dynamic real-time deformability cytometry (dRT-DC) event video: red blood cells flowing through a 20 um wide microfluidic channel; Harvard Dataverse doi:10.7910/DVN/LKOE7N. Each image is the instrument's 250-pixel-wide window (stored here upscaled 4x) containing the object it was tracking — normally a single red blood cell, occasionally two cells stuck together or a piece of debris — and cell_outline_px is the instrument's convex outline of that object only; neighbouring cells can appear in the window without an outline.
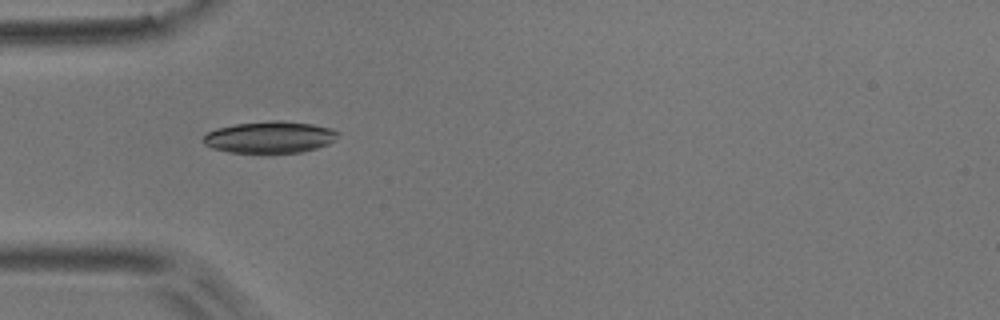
{"species": "common noctule bat (a hibernating species)", "species_latin": "Nyctalus noctula", "temperature_condition": "room temperature", "stored_images_in_passage": 6, "camera_frame_rate_fps": 3000, "um_per_image_px": 0.085, "animal": {"sex": "male", "body_mass_g": 17.9}, "frame": {"image": 1, "passage_image": 5, "time_ms": 1.333, "image_size_px": [1000, 320], "cell_outline_px": [[340, 136], [336, 140], [328, 144], [316, 148], [300, 152], [268, 156], [260, 156], [228, 152], [212, 148], [204, 144], [204, 136], [208, 132], [216, 128], [236, 124], [268, 120], [280, 120], [312, 124], [332, 128], [340, 132]], "centroid_in_image_um": [22.95, 11.7], "position_along_channel_um": 62.0, "area_um2": 26.07}}
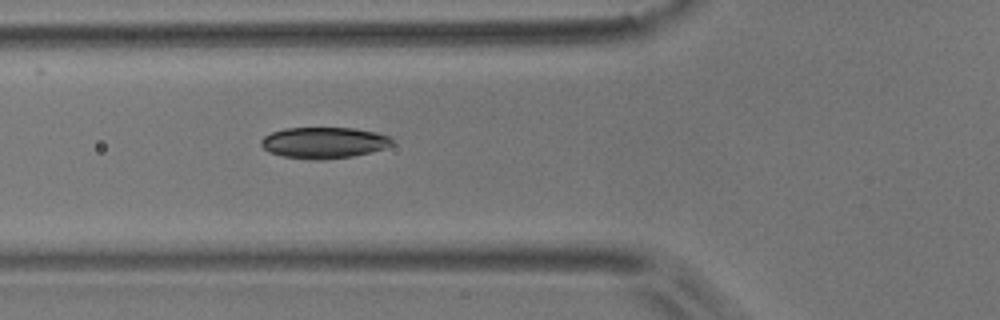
{"frame": {"image": 2, "passage_image": 6, "time_ms": 1.667, "image_size_px": [1000, 320], "cell_outline_px": [[392, 144], [384, 148], [352, 156], [324, 160], [312, 160], [284, 156], [268, 152], [260, 144], [260, 140], [264, 136], [272, 132], [284, 128], [352, 128], [376, 132], [388, 136], [392, 140]], "centroid_in_image_um": [27.48, 12.13], "position_along_channel_um": 98.3, "area_um2": 23.7}}